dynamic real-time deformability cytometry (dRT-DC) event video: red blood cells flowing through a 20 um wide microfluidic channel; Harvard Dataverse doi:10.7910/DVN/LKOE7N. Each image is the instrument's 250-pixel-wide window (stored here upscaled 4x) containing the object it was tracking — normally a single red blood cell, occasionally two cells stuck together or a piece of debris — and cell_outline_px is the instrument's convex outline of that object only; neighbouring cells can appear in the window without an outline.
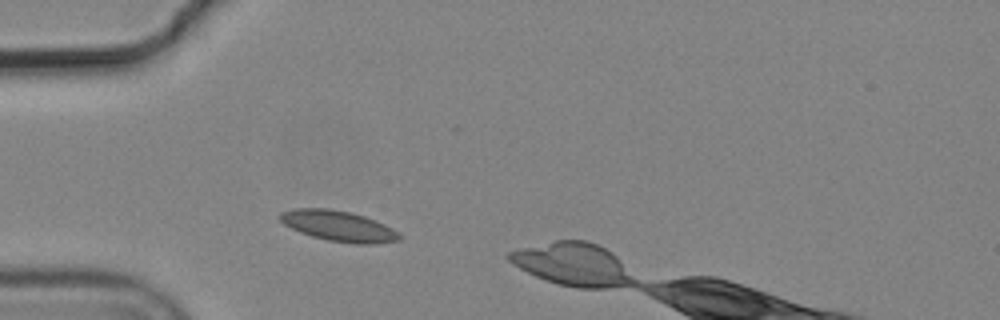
{"species": "common noctule bat (a hibernating species)", "species_latin": "Nyctalus noctula", "temperature_condition": "cold", "stored_images_in_passage": 2, "camera_frame_rate_fps": 3000, "um_per_image_px": 0.085, "animal": {"sex": "male", "body_mass_g": 19.2, "forearm_length_mm": 51.8}, "frame": {"image": 1, "passage_image": 1, "time_ms": 0.0, "image_size_px": [1000, 320], "cell_outline_px": [[400, 240], [376, 244], [356, 244], [328, 240], [312, 236], [300, 232], [284, 224], [276, 216], [280, 212], [296, 208], [328, 208], [352, 212], [364, 216], [384, 224], [392, 228], [400, 236]], "centroid_in_image_um": [28.74, 19.2], "position_along_channel_um": 56.3, "area_um2": 21.27}}